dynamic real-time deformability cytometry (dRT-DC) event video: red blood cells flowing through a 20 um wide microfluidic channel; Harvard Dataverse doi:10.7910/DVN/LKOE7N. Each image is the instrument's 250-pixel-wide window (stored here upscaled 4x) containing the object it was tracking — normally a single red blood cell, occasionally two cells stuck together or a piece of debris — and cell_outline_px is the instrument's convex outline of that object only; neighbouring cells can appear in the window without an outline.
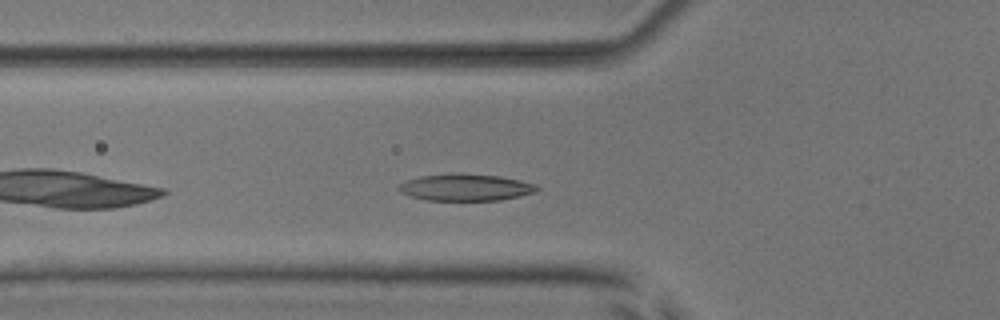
{"species": "common noctule bat (a hibernating species)", "species_latin": "Nyctalus noctula", "temperature_condition": "room temperature", "stored_images_in_passage": 39, "camera_frame_rate_fps": 3000, "um_per_image_px": 0.085, "animal": {"sex": "male", "body_mass_g": 17.9, "forearm_length_mm": 54.2}, "frame": {"image": 1, "passage_image": 5, "time_ms": 1.333, "image_size_px": [1000, 320], "cell_outline_px": [[540, 188], [536, 192], [520, 196], [500, 200], [428, 200], [412, 196], [400, 192], [396, 188], [404, 180], [420, 176], [452, 172], [460, 172], [500, 176], [520, 180], [536, 184]], "centroid_in_image_um": [39.57, 15.9], "position_along_channel_um": 86.2, "area_um2": 21.96}}
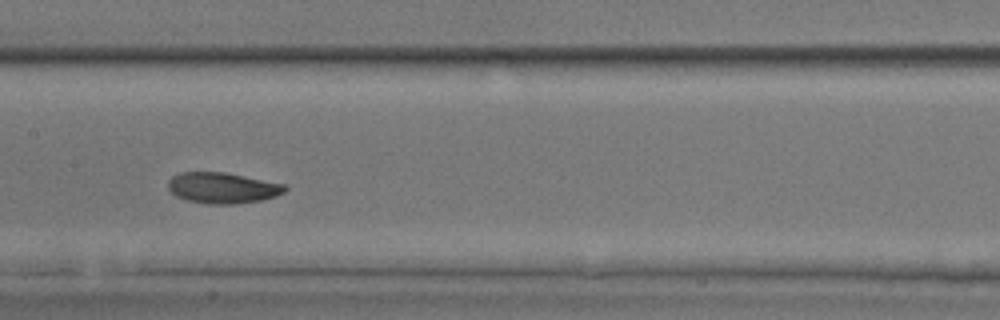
{"frame": {"image": 2, "passage_image": 13, "time_ms": 4.0, "image_size_px": [1000, 320], "cell_outline_px": [[288, 188], [284, 192], [276, 196], [260, 200], [236, 204], [208, 204], [188, 200], [176, 196], [168, 188], [168, 180], [172, 176], [180, 172], [224, 172], [284, 184]], "centroid_in_image_um": [18.9, 15.97], "position_along_channel_um": 188.5, "area_um2": 20.92}}
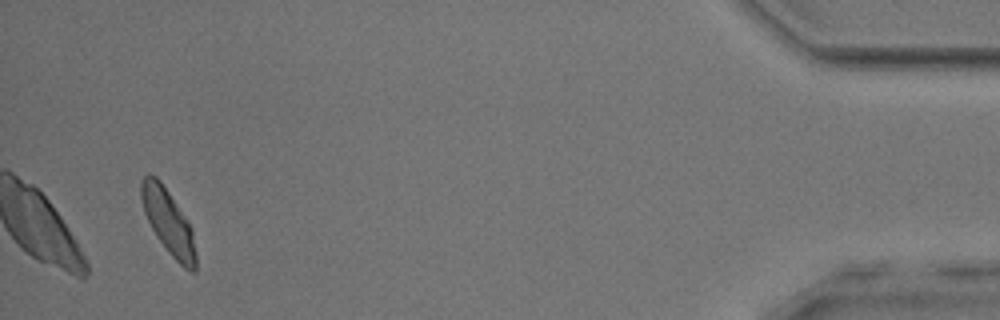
{"frame": {"image": 3, "passage_image": 37, "time_ms": 12.0, "image_size_px": [1000, 320], "cell_outline_px": [[196, 272], [192, 272], [184, 268], [168, 252], [156, 236], [144, 212], [140, 200], [140, 180], [144, 176], [156, 176], [160, 180], [188, 220], [192, 228], [196, 252]], "centroid_in_image_um": [14.31, 18.87], "position_along_channel_um": 420.9, "area_um2": 20.63}, "authors_computed_cell_mechanics": {"area_um2": 20.9236, "velocity_mm_per_s": 3.8429, "shape_relaxation_time_tau1_ms": 2.7181, "shape_relaxation_time_tau2_ms": 2.5771, "deformation_change_tau1": 0.1199, "deformation_change_tau2": 0.0635}}